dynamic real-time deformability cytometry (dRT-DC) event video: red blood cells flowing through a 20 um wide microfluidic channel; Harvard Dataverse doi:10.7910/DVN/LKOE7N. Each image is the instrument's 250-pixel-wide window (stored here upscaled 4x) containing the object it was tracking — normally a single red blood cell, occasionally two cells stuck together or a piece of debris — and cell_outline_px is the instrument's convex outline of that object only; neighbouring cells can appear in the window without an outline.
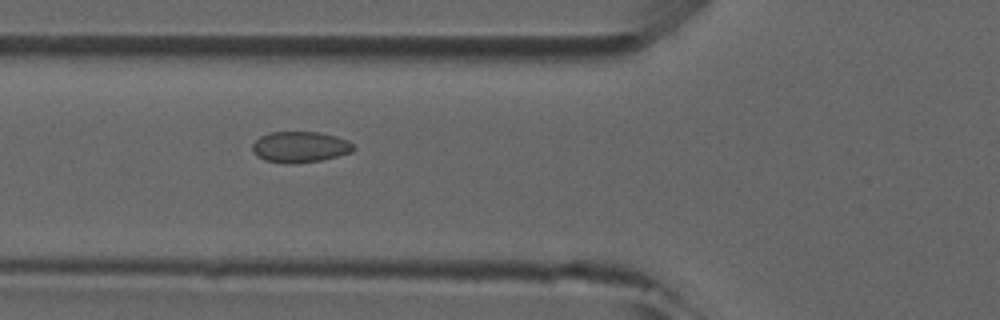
{"species": "common noctule bat (a hibernating species)", "species_latin": "Nyctalus noctula", "temperature_condition": "room temperature", "stored_images_in_passage": 8, "camera_frame_rate_fps": 3000, "um_per_image_px": 0.085, "animal": {"sex": "male", "forearm_length_mm": 52.5}, "frame": {"image": 1, "passage_image": 5, "time_ms": 5.667, "image_size_px": [1000, 320], "cell_outline_px": [[356, 148], [352, 152], [320, 160], [292, 164], [284, 164], [264, 160], [256, 156], [252, 148], [252, 144], [260, 136], [268, 132], [320, 132], [336, 136], [348, 140]], "centroid_in_image_um": [25.48, 12.49], "position_along_channel_um": 100.3, "area_um2": 18.38}}
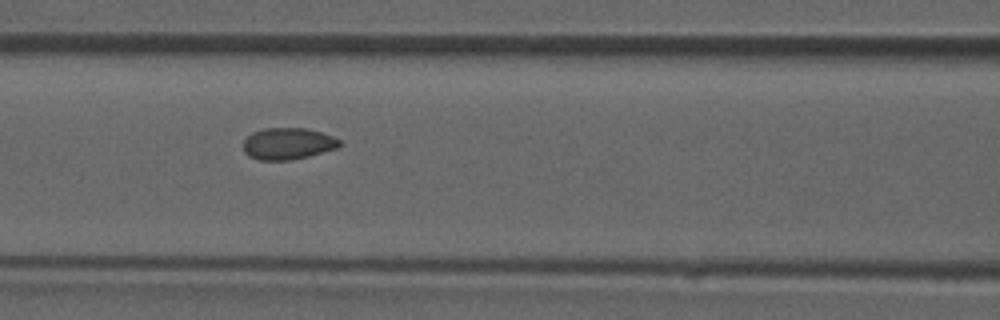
{"frame": {"image": 2, "passage_image": 6, "time_ms": 6.667, "image_size_px": [1000, 320], "cell_outline_px": [[344, 144], [340, 148], [292, 160], [260, 160], [248, 156], [244, 152], [244, 140], [252, 132], [264, 128], [304, 128], [320, 132], [332, 136], [340, 140]], "centroid_in_image_um": [24.5, 12.21], "position_along_channel_um": 142.1, "area_um2": 17.92}}